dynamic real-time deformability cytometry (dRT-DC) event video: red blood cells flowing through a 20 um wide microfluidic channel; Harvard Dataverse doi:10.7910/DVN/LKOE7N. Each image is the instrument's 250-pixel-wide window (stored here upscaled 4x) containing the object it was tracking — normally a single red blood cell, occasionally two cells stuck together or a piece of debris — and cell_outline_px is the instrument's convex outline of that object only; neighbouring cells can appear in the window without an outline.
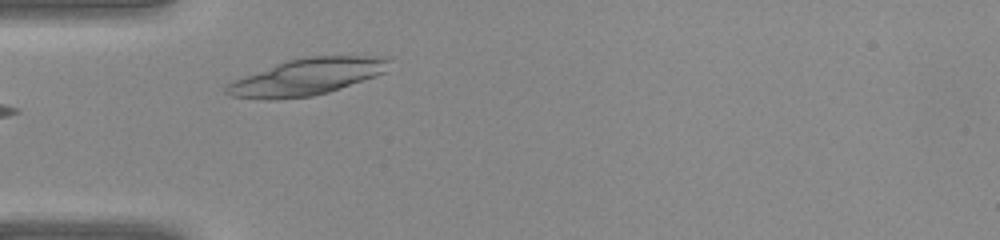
{"species": "common noctule bat (a hibernating species)", "species_latin": "Nyctalus noctula", "temperature_condition": "warm", "stored_images_in_passage": 26, "camera_frame_rate_fps": 3000, "um_per_image_px": 0.085, "animal": {"sex": "female", "body_mass_g": 22.0, "forearm_length_mm": 56.7}, "frame": {"image": 1, "passage_image": 1, "time_ms": 0.0, "image_size_px": [1000, 240], "cell_outline_px": [[388, 60], [384, 72], [376, 76], [328, 92], [312, 96], [272, 100], [268, 100], [232, 96], [224, 92], [224, 88], [228, 84], [236, 80], [276, 64], [288, 60], [304, 56], [388, 56]], "centroid_in_image_um": [26.08, 6.53], "position_along_channel_um": 58.9, "area_um2": 34.22}}
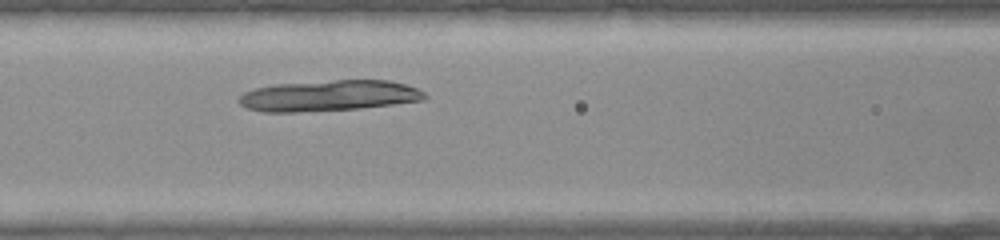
{"frame": {"image": 2, "passage_image": 6, "time_ms": 1.667, "image_size_px": [1000, 240], "cell_outline_px": [[428, 96], [424, 100], [360, 108], [296, 112], [264, 112], [248, 108], [240, 104], [240, 96], [244, 92], [256, 88], [276, 84], [336, 80], [392, 80], [416, 88], [424, 92]], "centroid_in_image_um": [27.98, 8.13], "position_along_channel_um": 138.6, "area_um2": 33.18}}
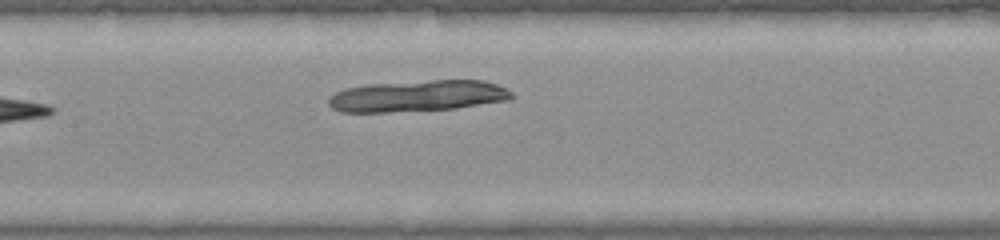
{"frame": {"image": 3, "passage_image": 8, "time_ms": 2.333, "image_size_px": [1000, 240], "cell_outline_px": [[512, 96], [508, 100], [456, 108], [384, 112], [340, 112], [332, 108], [328, 104], [328, 96], [344, 88], [364, 84], [432, 80], [484, 80], [496, 84], [512, 92]], "centroid_in_image_um": [35.43, 8.15], "position_along_channel_um": 172.0, "area_um2": 33.47}}